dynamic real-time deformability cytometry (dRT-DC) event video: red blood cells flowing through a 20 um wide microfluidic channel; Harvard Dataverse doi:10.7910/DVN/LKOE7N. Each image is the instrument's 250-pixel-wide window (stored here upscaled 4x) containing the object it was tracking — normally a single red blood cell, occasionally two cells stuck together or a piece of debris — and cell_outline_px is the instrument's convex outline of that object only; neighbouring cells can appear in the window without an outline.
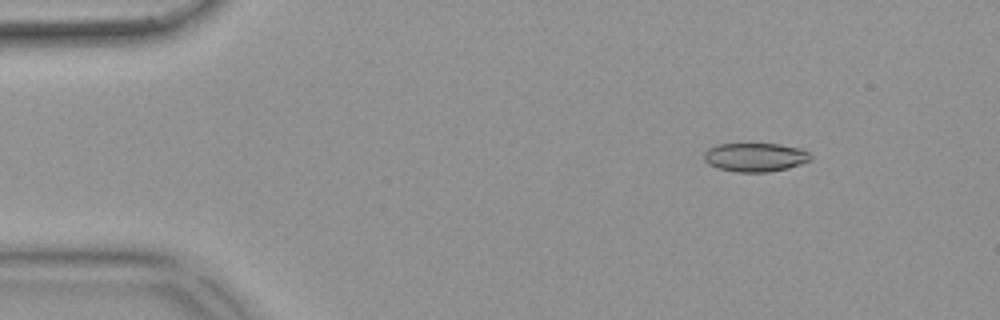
{"species": "common noctule bat (a hibernating species)", "species_latin": "Nyctalus noctula", "temperature_condition": "warm", "stored_images_in_passage": 53, "camera_frame_rate_fps": 3000, "um_per_image_px": 0.085, "animal": {"sex": "female", "body_mass_g": 18.4}, "frame": {"image": 1, "passage_image": 7, "time_ms": 2.0, "image_size_px": [1000, 320], "cell_outline_px": [[812, 160], [788, 168], [768, 172], [736, 172], [720, 168], [708, 164], [704, 160], [704, 152], [708, 148], [716, 144], [780, 144], [800, 148], [808, 152], [812, 156]], "centroid_in_image_um": [64.2, 13.36], "position_along_channel_um": 20.8, "area_um2": 17.92}}
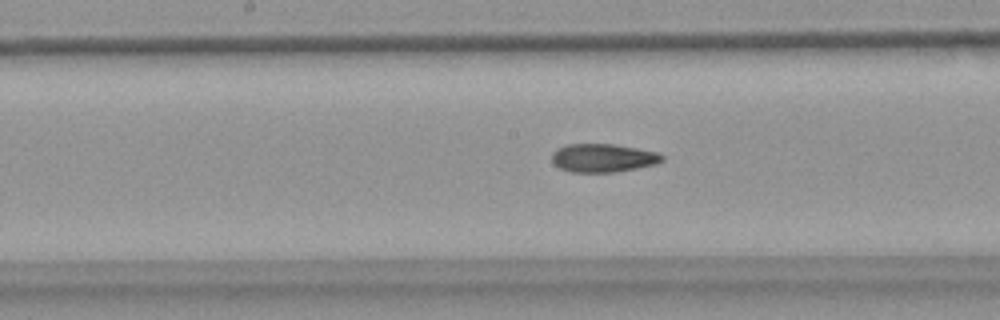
{"frame": {"image": 2, "passage_image": 27, "time_ms": 8.667, "image_size_px": [1000, 320], "cell_outline_px": [[664, 160], [656, 164], [616, 172], [572, 172], [560, 168], [552, 160], [552, 152], [556, 148], [568, 144], [616, 144], [660, 152], [664, 156]], "centroid_in_image_um": [51.29, 13.41], "position_along_channel_um": 196.9, "area_um2": 18.38}}
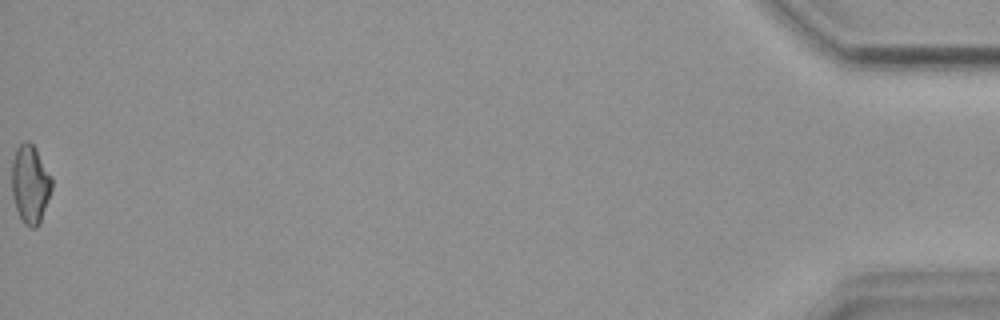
{"frame": {"image": 3, "passage_image": 53, "time_ms": 17.333, "image_size_px": [1000, 320], "cell_outline_px": [[52, 188], [40, 224], [36, 228], [28, 228], [24, 224], [16, 208], [12, 192], [12, 160], [16, 148], [24, 140], [28, 140], [36, 148], [52, 176]], "centroid_in_image_um": [2.58, 15.65], "position_along_channel_um": 432.6, "area_um2": 18.5}, "authors_computed_cell_mechanics": {"area_um2": 18.3804, "velocity_mm_per_s": 3.8861, "shape_relaxation_time_tau1_ms": null, "shape_relaxation_time_tau2_ms": 3.3228, "deformation_change_tau1": null, "deformation_change_tau2": 0.1015}}